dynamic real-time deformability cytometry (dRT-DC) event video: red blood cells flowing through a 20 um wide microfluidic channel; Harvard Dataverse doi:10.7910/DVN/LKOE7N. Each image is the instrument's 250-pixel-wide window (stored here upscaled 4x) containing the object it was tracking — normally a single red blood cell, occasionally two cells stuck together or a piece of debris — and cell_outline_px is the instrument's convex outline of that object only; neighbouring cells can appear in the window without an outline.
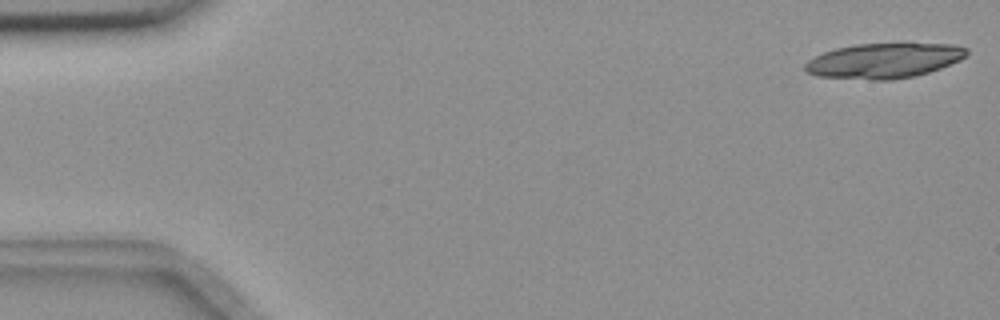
{"species": "common noctule bat (a hibernating species)", "species_latin": "Nyctalus noctula", "temperature_condition": "room temperature", "stored_images_in_passage": 3, "camera_frame_rate_fps": 3000, "um_per_image_px": 0.085, "animal": {"sex": "female", "body_mass_g": 18.4}, "frame": {"image": 1, "passage_image": 1, "time_ms": 0.0, "image_size_px": [1000, 320], "cell_outline_px": [[968, 52], [960, 60], [940, 68], [916, 76], [892, 80], [872, 80], [816, 76], [804, 72], [804, 64], [808, 60], [824, 52], [836, 48], [856, 44], [952, 44], [968, 48]], "centroid_in_image_um": [75.1, 5.17], "position_along_channel_um": 9.9, "area_um2": 32.95}}